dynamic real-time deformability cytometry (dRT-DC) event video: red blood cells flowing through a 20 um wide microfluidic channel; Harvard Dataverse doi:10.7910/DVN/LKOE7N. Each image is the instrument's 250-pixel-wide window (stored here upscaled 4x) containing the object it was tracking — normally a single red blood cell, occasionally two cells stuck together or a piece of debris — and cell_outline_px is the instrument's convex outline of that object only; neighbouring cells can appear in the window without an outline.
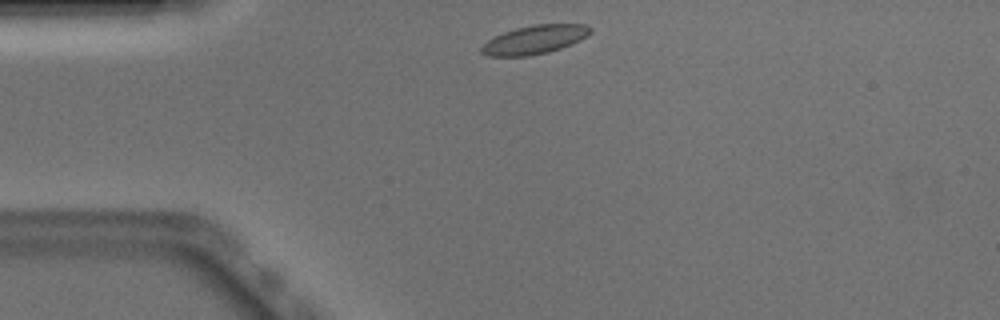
{"species": "Egyptian fruit bat (a non-hibernating species)", "species_latin": "Rousettus aegyptiacus", "temperature_condition": "warm", "stored_images_in_passage": 41, "camera_frame_rate_fps": 3000, "um_per_image_px": 0.085, "animal": {"sex": "male"}, "frame": {"image": 1, "passage_image": 1, "time_ms": 0.0, "image_size_px": [1000, 320], "cell_outline_px": [[592, 32], [588, 36], [580, 40], [560, 48], [548, 52], [528, 56], [488, 56], [480, 52], [480, 48], [488, 40], [504, 32], [516, 28], [532, 24], [588, 24], [592, 28]], "centroid_in_image_um": [45.47, 3.36], "position_along_channel_um": 39.5, "area_um2": 18.21}}
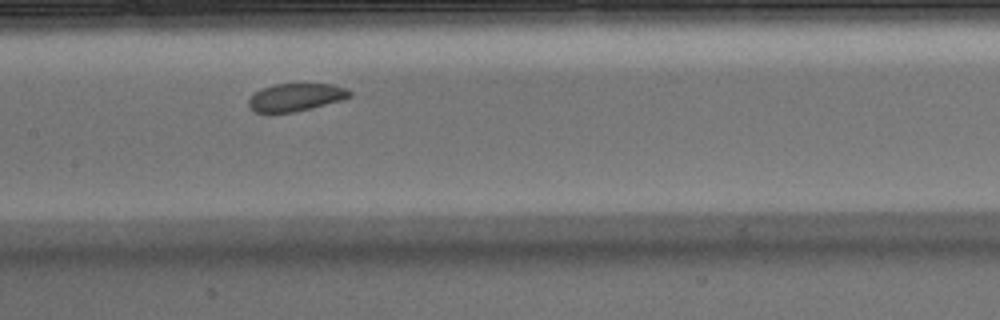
{"frame": {"image": 2, "passage_image": 14, "time_ms": 4.333, "image_size_px": [1000, 320], "cell_outline_px": [[352, 96], [340, 100], [296, 112], [272, 116], [256, 112], [248, 104], [248, 100], [260, 88], [272, 84], [332, 84], [344, 88], [352, 92]], "centroid_in_image_um": [25.07, 8.3], "position_along_channel_um": 182.3, "area_um2": 16.7}}
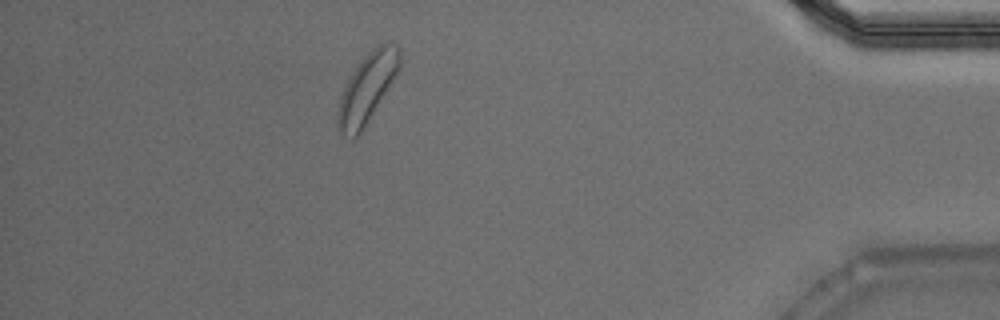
{"frame": {"image": 3, "passage_image": 35, "time_ms": 11.333, "image_size_px": [1000, 320], "cell_outline_px": [[400, 68], [368, 120], [360, 132], [352, 140], [340, 132], [336, 124], [336, 120], [340, 96], [352, 72], [360, 60], [376, 44], [388, 40], [400, 48]], "centroid_in_image_um": [31.2, 7.43], "position_along_channel_um": 404.0, "area_um2": 24.68}, "authors_computed_cell_mechanics": {"area_um2": 17.9758, "velocity_mm_per_s": 3.8579, "shape_relaxation_time_tau1_ms": 2.5562, "shape_relaxation_time_tau2_ms": 3.7995, "deformation_change_tau1": 0.0772, "deformation_change_tau2": 0.0954}}